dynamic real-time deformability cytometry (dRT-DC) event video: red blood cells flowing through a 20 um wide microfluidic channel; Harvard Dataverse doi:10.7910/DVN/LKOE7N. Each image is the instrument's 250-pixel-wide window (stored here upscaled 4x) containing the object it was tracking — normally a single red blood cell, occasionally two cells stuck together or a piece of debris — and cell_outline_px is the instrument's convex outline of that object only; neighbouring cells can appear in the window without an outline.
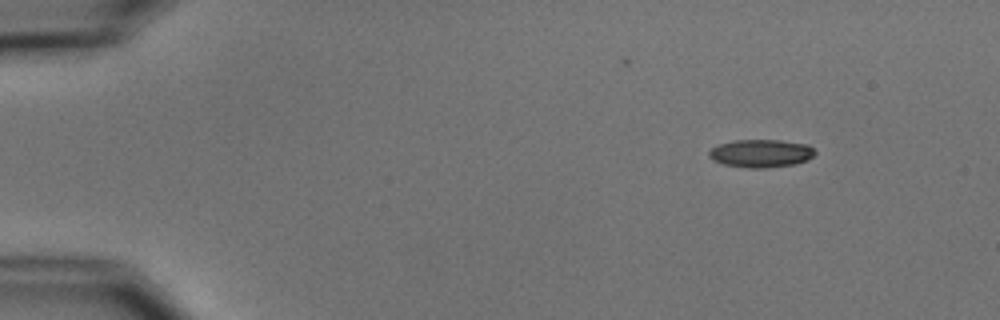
{"species": "common noctule bat (a hibernating species)", "species_latin": "Nyctalus noctula", "temperature_condition": "cold", "stored_images_in_passage": 3, "camera_frame_rate_fps": 3000, "um_per_image_px": 0.085, "animal": {"sex": "male", "body_mass_g": 15.6}, "frame": {"image": 1, "passage_image": 1, "time_ms": 0.0, "image_size_px": [1000, 320], "cell_outline_px": [[816, 152], [808, 160], [796, 164], [768, 168], [748, 168], [724, 164], [712, 160], [708, 156], [708, 152], [712, 148], [720, 144], [732, 140], [780, 140], [808, 144]], "centroid_in_image_um": [64.68, 13.04], "position_along_channel_um": 20.3, "area_um2": 17.4}}
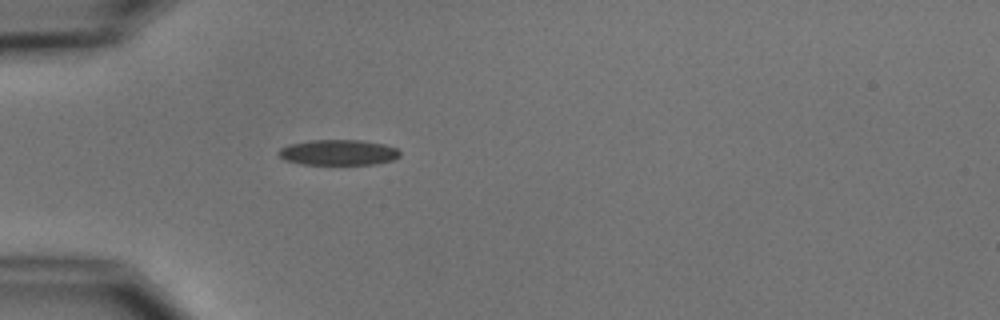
{"frame": {"image": 2, "passage_image": 3, "time_ms": 3.333, "image_size_px": [1000, 320], "cell_outline_px": [[400, 156], [392, 160], [376, 164], [300, 164], [284, 160], [276, 152], [280, 148], [288, 144], [308, 140], [360, 140], [384, 144], [396, 148], [400, 152]], "centroid_in_image_um": [28.72, 12.95], "position_along_channel_um": 56.3, "area_um2": 18.15}}